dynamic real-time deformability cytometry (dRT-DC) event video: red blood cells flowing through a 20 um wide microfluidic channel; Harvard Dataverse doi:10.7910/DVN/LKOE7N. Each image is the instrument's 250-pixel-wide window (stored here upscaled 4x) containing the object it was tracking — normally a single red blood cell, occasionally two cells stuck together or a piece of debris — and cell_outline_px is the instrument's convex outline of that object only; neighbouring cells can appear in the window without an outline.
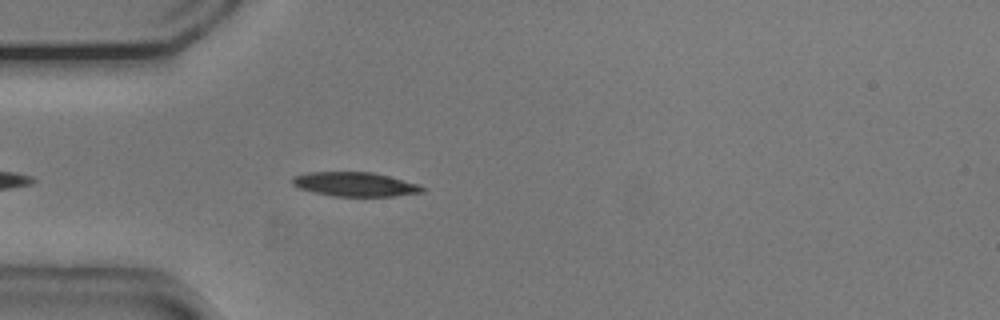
{"species": "common noctule bat (a hibernating species)", "species_latin": "Nyctalus noctula", "temperature_condition": "cold", "stored_images_in_passage": 29, "camera_frame_rate_fps": 3000, "um_per_image_px": 0.085, "animal": {"sex": "male", "body_mass_g": 20.5, "forearm_length_mm": 52.5}, "frame": {"image": 1, "passage_image": 5, "time_ms": 1.333, "image_size_px": [1000, 320], "cell_outline_px": [[424, 192], [392, 196], [332, 196], [300, 188], [292, 184], [292, 180], [296, 176], [308, 172], [372, 172], [420, 184], [424, 188]], "centroid_in_image_um": [30.21, 15.66], "position_along_channel_um": 54.8, "area_um2": 18.09}}